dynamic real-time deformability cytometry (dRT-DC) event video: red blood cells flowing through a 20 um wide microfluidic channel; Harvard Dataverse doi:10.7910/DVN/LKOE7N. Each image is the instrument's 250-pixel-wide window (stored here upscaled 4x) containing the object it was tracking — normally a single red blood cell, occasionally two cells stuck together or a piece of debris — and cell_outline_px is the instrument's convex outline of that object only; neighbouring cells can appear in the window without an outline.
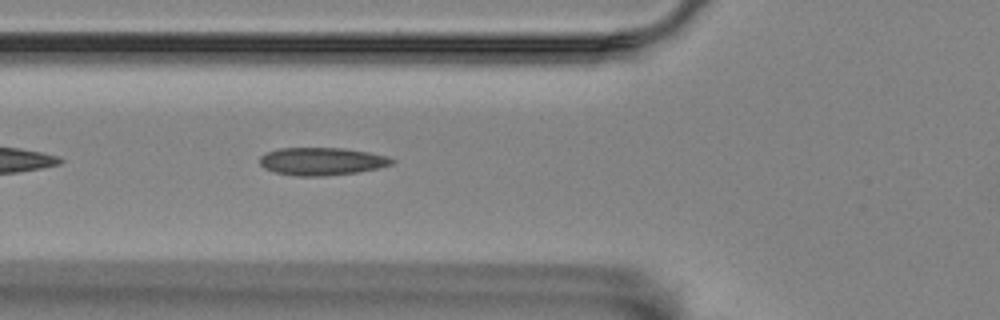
{"species": "Egyptian fruit bat (a non-hibernating species)", "species_latin": "Rousettus aegyptiacus", "temperature_condition": "room temperature", "stored_images_in_passage": 26, "camera_frame_rate_fps": 3000, "um_per_image_px": 0.085, "animal": {"sex": "female"}, "frame": {"image": 1, "passage_image": 6, "time_ms": 1.667, "image_size_px": [1000, 320], "cell_outline_px": [[396, 160], [392, 164], [376, 168], [356, 172], [324, 176], [296, 176], [276, 172], [264, 168], [260, 164], [260, 156], [264, 152], [280, 148], [344, 148], [368, 152], [388, 156]], "centroid_in_image_um": [27.33, 13.7], "position_along_channel_um": 98.5, "area_um2": 21.33}}
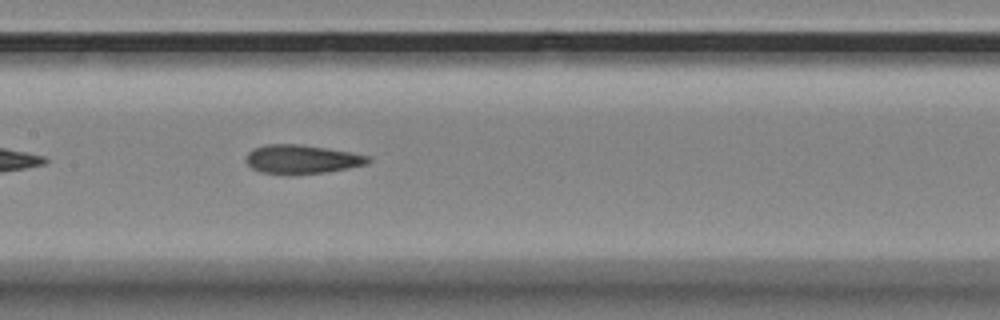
{"frame": {"image": 2, "passage_image": 13, "time_ms": 4.0, "image_size_px": [1000, 320], "cell_outline_px": [[372, 160], [368, 164], [328, 172], [292, 176], [288, 176], [260, 172], [252, 168], [244, 160], [248, 152], [252, 148], [268, 144], [296, 144], [324, 148], [348, 152], [368, 156]], "centroid_in_image_um": [25.6, 13.57], "position_along_channel_um": 181.8, "area_um2": 20.87}}
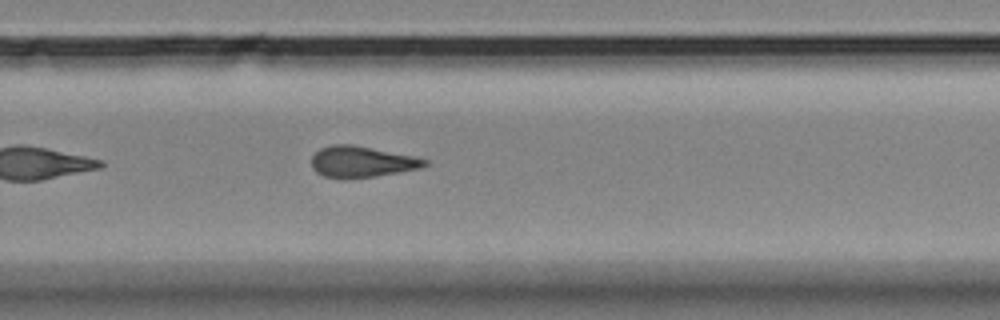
{"frame": {"image": 3, "passage_image": 23, "time_ms": 7.333, "image_size_px": [1000, 320], "cell_outline_px": [[428, 164], [420, 168], [376, 176], [344, 180], [340, 180], [324, 176], [316, 172], [312, 168], [312, 156], [320, 148], [332, 144], [352, 144], [412, 156], [428, 160]], "centroid_in_image_um": [30.69, 13.77], "position_along_channel_um": 299.1, "area_um2": 20.63}}